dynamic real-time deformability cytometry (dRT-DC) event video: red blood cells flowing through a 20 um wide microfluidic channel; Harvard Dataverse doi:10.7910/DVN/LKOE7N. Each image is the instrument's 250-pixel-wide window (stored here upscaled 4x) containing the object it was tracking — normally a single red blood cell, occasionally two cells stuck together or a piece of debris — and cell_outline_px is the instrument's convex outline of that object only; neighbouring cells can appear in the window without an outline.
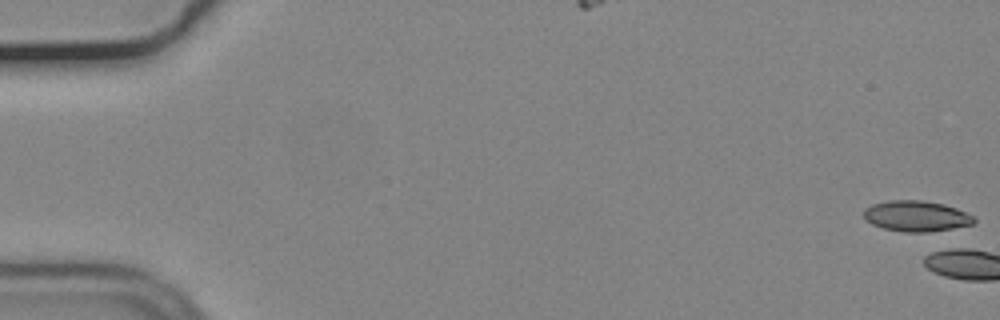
{"species": "common noctule bat (a hibernating species)", "species_latin": "Nyctalus noctula", "temperature_condition": "cold", "stored_images_in_passage": 4, "camera_frame_rate_fps": 3000, "um_per_image_px": 0.085, "animal": {"sex": "male", "body_mass_g": 19.2, "forearm_length_mm": 51.8}, "frame": {"image": 1, "passage_image": 1, "time_ms": 0.0, "image_size_px": [1000, 320], "cell_outline_px": [[976, 220], [972, 224], [952, 228], [928, 232], [904, 232], [884, 228], [872, 224], [864, 220], [864, 208], [872, 204], [888, 200], [920, 200], [944, 204], [956, 208], [976, 216]], "centroid_in_image_um": [77.88, 18.36], "position_along_channel_um": 7.1, "area_um2": 19.83}}